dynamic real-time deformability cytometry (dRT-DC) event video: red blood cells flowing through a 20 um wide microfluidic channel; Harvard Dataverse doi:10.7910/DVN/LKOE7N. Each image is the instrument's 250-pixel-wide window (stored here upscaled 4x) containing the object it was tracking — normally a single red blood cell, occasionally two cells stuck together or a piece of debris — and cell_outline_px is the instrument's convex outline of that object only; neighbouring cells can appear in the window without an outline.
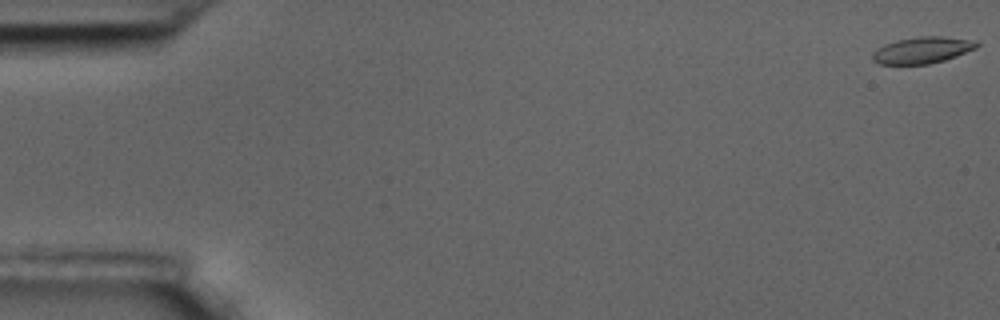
{"species": "common noctule bat (a hibernating species)", "species_latin": "Nyctalus noctula", "temperature_condition": "room temperature", "stored_images_in_passage": 12, "camera_frame_rate_fps": 3000, "um_per_image_px": 0.085, "animal": {"sex": "male", "body_mass_g": 17.5, "forearm_length_mm": 52.3}, "frame": {"image": 1, "passage_image": 1, "time_ms": 0.0, "image_size_px": [1000, 320], "cell_outline_px": [[980, 44], [976, 48], [956, 56], [944, 60], [928, 64], [880, 64], [872, 60], [872, 52], [884, 44], [896, 40], [920, 36], [940, 36], [972, 40]], "centroid_in_image_um": [78.37, 4.26], "position_along_channel_um": 6.6, "area_um2": 16.01}}